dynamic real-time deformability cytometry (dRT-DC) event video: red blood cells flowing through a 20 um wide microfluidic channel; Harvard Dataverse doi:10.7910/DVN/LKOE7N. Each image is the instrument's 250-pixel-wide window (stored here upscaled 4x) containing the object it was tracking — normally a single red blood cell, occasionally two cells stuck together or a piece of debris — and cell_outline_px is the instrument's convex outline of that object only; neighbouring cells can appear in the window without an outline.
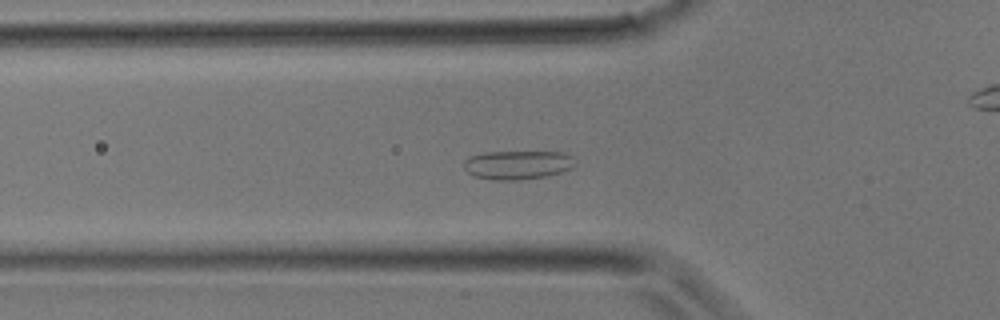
{"species": "common noctule bat (a hibernating species)", "species_latin": "Nyctalus noctula", "temperature_condition": "room temperature", "stored_images_in_passage": 36, "camera_frame_rate_fps": 3000, "um_per_image_px": 0.085, "animal": {"sex": "male", "body_mass_g": 17.9}, "frame": {"image": 1, "passage_image": 11, "time_ms": 3.333, "image_size_px": [1000, 320], "cell_outline_px": [[572, 164], [568, 168], [560, 172], [544, 176], [516, 180], [496, 180], [476, 176], [468, 172], [464, 168], [464, 160], [468, 156], [484, 152], [564, 152], [572, 156]], "centroid_in_image_um": [43.92, 14.0], "position_along_channel_um": 81.9, "area_um2": 18.32}}
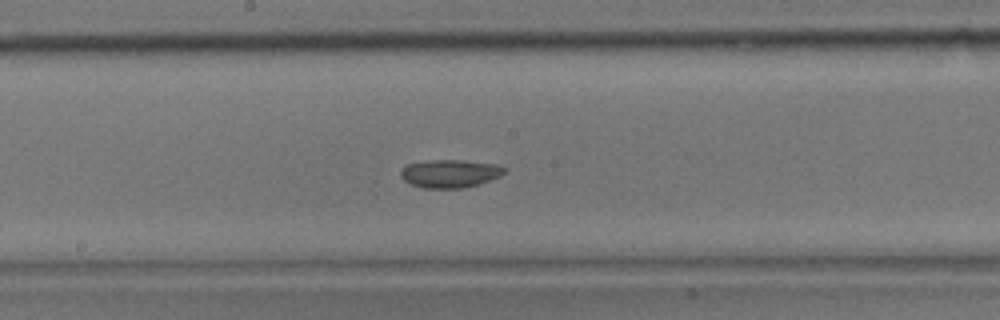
{"frame": {"image": 2, "passage_image": 18, "time_ms": 5.667, "image_size_px": [1000, 320], "cell_outline_px": [[504, 172], [500, 176], [480, 184], [460, 188], [424, 188], [412, 184], [404, 180], [400, 176], [400, 172], [408, 164], [428, 160], [460, 160], [496, 164], [504, 168]], "centroid_in_image_um": [38.24, 14.75], "position_along_channel_um": 210.0, "area_um2": 16.76}}
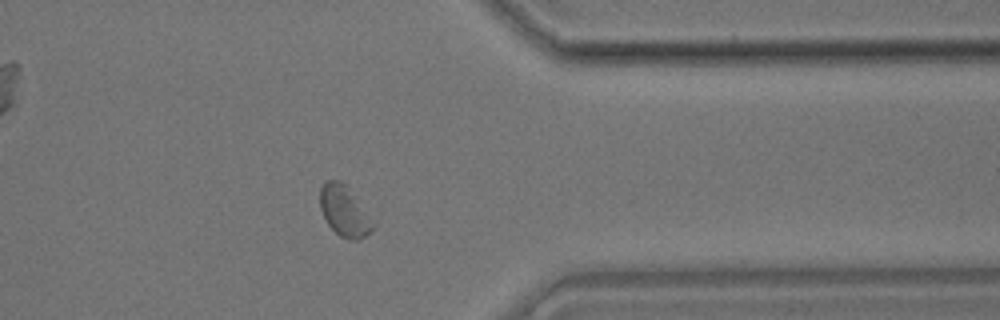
{"frame": {"image": 3, "passage_image": 28, "time_ms": 9.0, "image_size_px": [1000, 320], "cell_outline_px": [[372, 232], [360, 240], [348, 240], [340, 236], [328, 224], [320, 208], [320, 188], [324, 180], [340, 180], [348, 184], [356, 196], [372, 224]], "centroid_in_image_um": [29.23, 17.91], "position_along_channel_um": 382.2, "area_um2": 15.55}}